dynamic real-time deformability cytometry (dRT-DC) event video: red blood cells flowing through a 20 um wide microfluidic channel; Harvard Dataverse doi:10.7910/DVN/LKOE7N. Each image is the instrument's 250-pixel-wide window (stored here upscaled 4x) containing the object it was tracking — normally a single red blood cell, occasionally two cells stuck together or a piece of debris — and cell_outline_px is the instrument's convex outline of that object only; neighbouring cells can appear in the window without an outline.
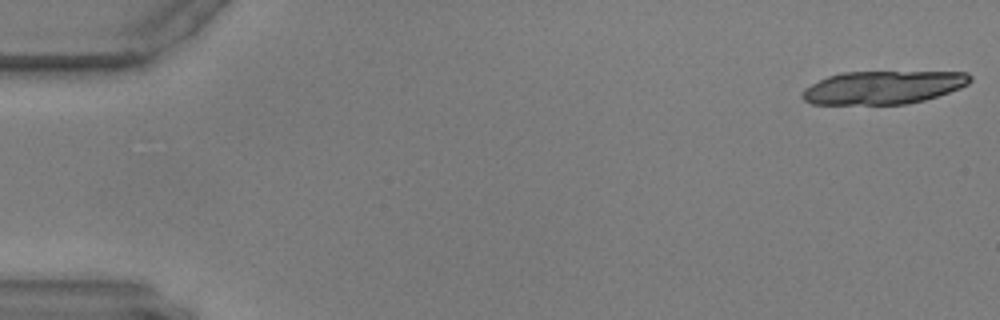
{"species": "common noctule bat (a hibernating species)", "species_latin": "Nyctalus noctula", "temperature_condition": "warm", "stored_images_in_passage": 22, "camera_frame_rate_fps": 3000, "um_per_image_px": 0.085, "animal": {"sex": "male", "body_mass_g": 17.9, "forearm_length_mm": 54.2}, "frame": {"image": 1, "passage_image": 1, "time_ms": 0.0, "image_size_px": [1000, 320], "cell_outline_px": [[972, 80], [968, 84], [960, 88], [924, 100], [908, 104], [812, 104], [804, 100], [800, 96], [804, 88], [828, 76], [840, 72], [968, 72], [972, 76]], "centroid_in_image_um": [75.06, 7.43], "position_along_channel_um": 9.9, "area_um2": 32.43}}